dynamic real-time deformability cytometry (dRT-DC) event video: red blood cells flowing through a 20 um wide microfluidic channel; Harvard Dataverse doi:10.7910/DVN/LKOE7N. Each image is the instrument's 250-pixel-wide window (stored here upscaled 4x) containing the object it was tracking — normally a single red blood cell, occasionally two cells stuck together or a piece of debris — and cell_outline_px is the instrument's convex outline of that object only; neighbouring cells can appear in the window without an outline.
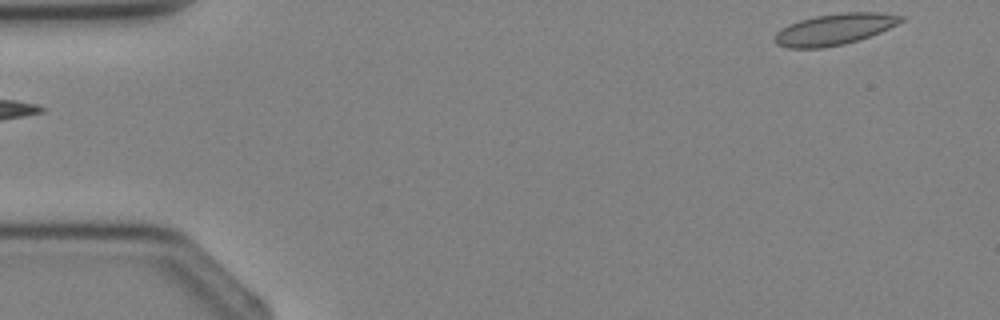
{"species": "Egyptian fruit bat (a non-hibernating species)", "species_latin": "Rousettus aegyptiacus", "temperature_condition": "cold", "stored_images_in_passage": 2, "camera_frame_rate_fps": 3000, "um_per_image_px": 0.085, "animal": {"sex": "female"}, "frame": {"image": 1, "passage_image": 2, "time_ms": 1.333, "image_size_px": [1000, 320], "cell_outline_px": [[904, 20], [880, 32], [860, 40], [844, 44], [820, 48], [788, 48], [776, 44], [776, 32], [780, 28], [788, 24], [800, 20], [816, 16], [840, 12], [880, 12], [904, 16]], "centroid_in_image_um": [70.93, 2.48], "position_along_channel_um": 14.1, "area_um2": 22.95}}